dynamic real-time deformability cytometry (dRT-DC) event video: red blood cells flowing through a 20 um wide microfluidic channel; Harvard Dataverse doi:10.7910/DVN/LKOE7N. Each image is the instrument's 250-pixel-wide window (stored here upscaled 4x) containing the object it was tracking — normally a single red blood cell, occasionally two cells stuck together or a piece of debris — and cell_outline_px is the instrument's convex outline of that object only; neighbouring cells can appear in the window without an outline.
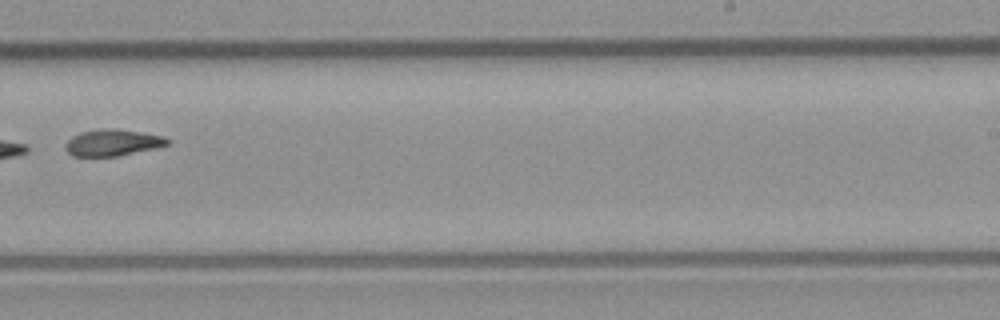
{"species": "common noctule bat (a hibernating species)", "species_latin": "Nyctalus noctula", "temperature_condition": "room temperature", "stored_images_in_passage": 8, "camera_frame_rate_fps": 3000, "um_per_image_px": 0.085, "animal": {"sex": "male", "body_mass_g": 23.1, "forearm_length_mm": 52.7}, "frame": {"image": 1, "passage_image": 7, "time_ms": 2.0, "image_size_px": [1000, 320], "cell_outline_px": [[172, 140], [168, 144], [156, 148], [116, 156], [72, 156], [64, 148], [64, 144], [72, 136], [80, 132], [96, 128], [116, 128], [164, 136]], "centroid_in_image_um": [9.55, 12.11], "position_along_channel_um": 279.4, "area_um2": 15.95}}
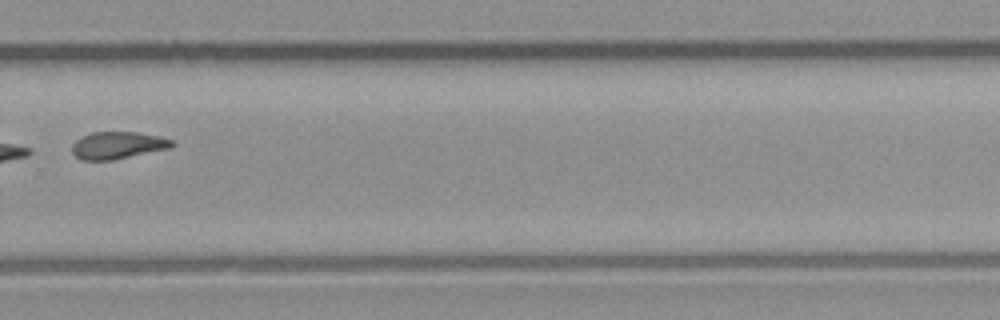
{"frame": {"image": 2, "passage_image": 8, "time_ms": 2.333, "image_size_px": [1000, 320], "cell_outline_px": [[176, 144], [172, 148], [112, 160], [80, 160], [72, 152], [72, 144], [76, 140], [92, 132], [136, 132], [160, 136], [172, 140]], "centroid_in_image_um": [10.04, 12.35], "position_along_channel_um": 319.8, "area_um2": 15.9}}